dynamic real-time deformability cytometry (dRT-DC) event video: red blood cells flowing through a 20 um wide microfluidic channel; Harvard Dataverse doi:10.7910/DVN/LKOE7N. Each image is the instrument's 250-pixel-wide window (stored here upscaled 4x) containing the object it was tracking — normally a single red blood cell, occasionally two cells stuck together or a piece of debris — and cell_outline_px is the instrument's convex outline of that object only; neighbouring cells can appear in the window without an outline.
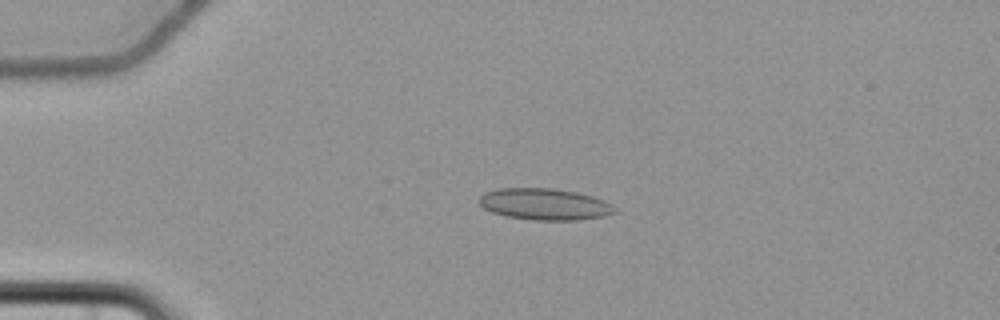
{"species": "common noctule bat (a hibernating species)", "species_latin": "Nyctalus noctula", "temperature_condition": "cold", "stored_images_in_passage": 5, "camera_frame_rate_fps": 3000, "um_per_image_px": 0.085, "animal": {"sex": "female", "body_mass_g": 22.7, "forearm_length_mm": 54.2}, "frame": {"image": 1, "passage_image": 4, "time_ms": 3.667, "image_size_px": [1000, 320], "cell_outline_px": [[620, 212], [604, 216], [580, 220], [536, 220], [504, 216], [492, 212], [484, 208], [476, 200], [484, 192], [500, 188], [552, 188], [576, 192], [592, 196], [604, 200], [612, 204]], "centroid_in_image_um": [46.31, 17.36], "position_along_channel_um": 38.7, "area_um2": 25.2}}